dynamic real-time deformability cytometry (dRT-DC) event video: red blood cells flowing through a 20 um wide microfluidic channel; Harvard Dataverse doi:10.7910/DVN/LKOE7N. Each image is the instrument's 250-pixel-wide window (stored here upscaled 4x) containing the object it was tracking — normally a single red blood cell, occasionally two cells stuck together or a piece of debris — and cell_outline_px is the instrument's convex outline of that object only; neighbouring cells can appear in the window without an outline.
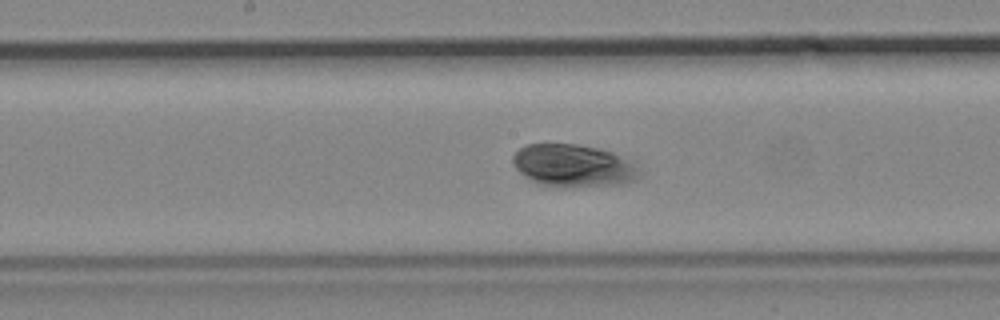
{"species": "common noctule bat (a hibernating species)", "species_latin": "Nyctalus noctula", "temperature_condition": "cold", "stored_images_in_passage": 54, "camera_frame_rate_fps": 3000, "um_per_image_px": 0.085, "animal": {"sex": "male", "body_mass_g": 19.2, "forearm_length_mm": 51.8}, "frame": {"image": 1, "passage_image": 14, "time_ms": 4.333, "image_size_px": [1000, 320], "cell_outline_px": [[640, 176], [632, 180], [620, 184], [540, 184], [524, 176], [512, 164], [512, 156], [520, 148], [528, 144], [576, 144], [596, 148], [612, 152], [632, 164]], "centroid_in_image_um": [48.64, 14.03], "position_along_channel_um": 199.6, "area_um2": 29.71}}
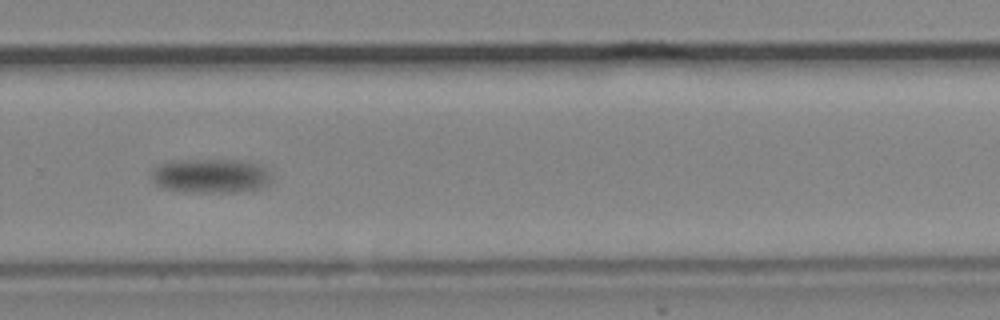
{"frame": {"image": 2, "passage_image": 27, "time_ms": 8.667, "image_size_px": [1000, 320], "cell_outline_px": [[268, 184], [264, 188], [240, 192], [196, 192], [164, 188], [156, 184], [152, 180], [152, 172], [160, 164], [172, 160], [244, 160], [260, 164], [268, 172]], "centroid_in_image_um": [17.93, 14.94], "position_along_channel_um": 311.9, "area_um2": 23.87}}
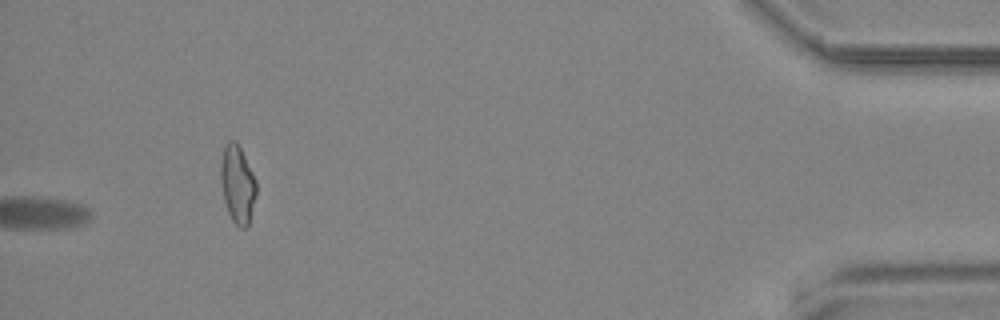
{"frame": {"image": 3, "passage_image": 54, "time_ms": 17.667, "image_size_px": [1000, 320], "cell_outline_px": [[256, 196], [248, 224], [244, 228], [240, 228], [232, 220], [228, 212], [224, 200], [220, 180], [220, 164], [224, 144], [228, 140], [236, 140], [256, 180]], "centroid_in_image_um": [20.16, 15.63], "position_along_channel_um": 415.0, "area_um2": 16.13}}